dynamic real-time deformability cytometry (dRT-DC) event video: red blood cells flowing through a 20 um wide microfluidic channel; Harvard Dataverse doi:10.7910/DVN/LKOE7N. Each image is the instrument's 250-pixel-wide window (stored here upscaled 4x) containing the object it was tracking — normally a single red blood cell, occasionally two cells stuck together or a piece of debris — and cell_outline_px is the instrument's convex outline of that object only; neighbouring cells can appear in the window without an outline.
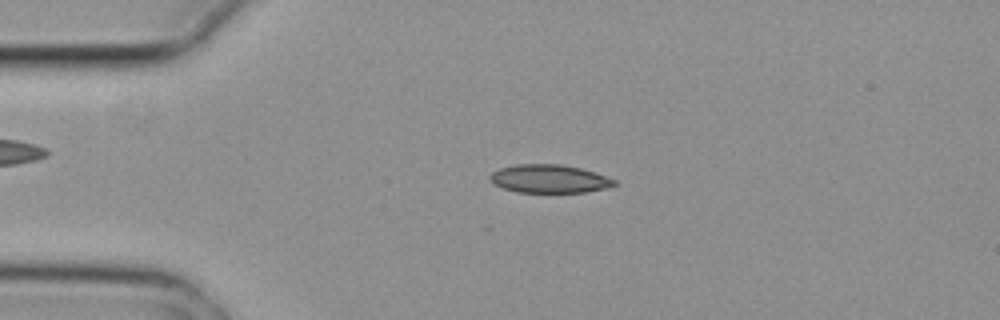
{"species": "common noctule bat (a hibernating species)", "species_latin": "Nyctalus noctula", "temperature_condition": "cold", "stored_images_in_passage": 4, "camera_frame_rate_fps": 3000, "um_per_image_px": 0.085, "animal": {"sex": "female", "body_mass_g": 29.2, "forearm_length_mm": 56.3}, "frame": {"image": 1, "passage_image": 2, "time_ms": 0.333, "image_size_px": [1000, 320], "cell_outline_px": [[620, 184], [612, 188], [584, 192], [516, 192], [504, 188], [488, 180], [488, 176], [492, 172], [500, 168], [516, 164], [560, 164], [580, 168], [616, 180]], "centroid_in_image_um": [46.71, 15.2], "position_along_channel_um": 38.3, "area_um2": 20.58}}
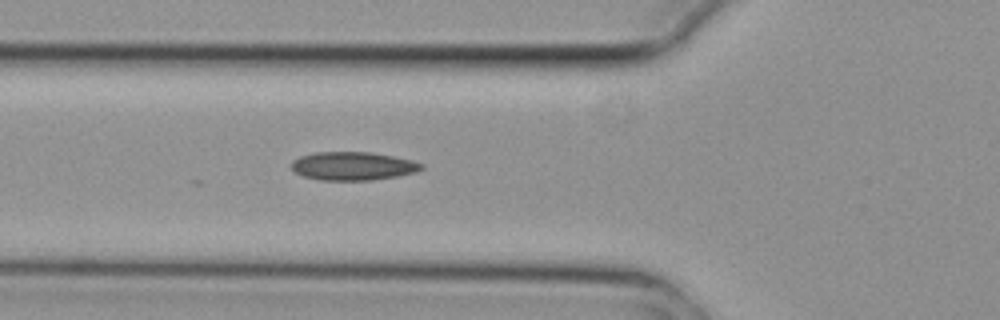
{"frame": {"image": 2, "passage_image": 4, "time_ms": 1.0, "image_size_px": [1000, 320], "cell_outline_px": [[424, 168], [416, 172], [396, 176], [372, 180], [320, 180], [304, 176], [296, 172], [292, 168], [292, 160], [300, 156], [316, 152], [368, 152], [392, 156], [412, 160], [424, 164]], "centroid_in_image_um": [30.01, 14.11], "position_along_channel_um": 95.8, "area_um2": 21.39}}